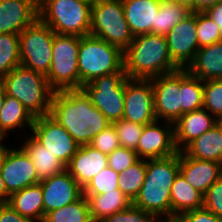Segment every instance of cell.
<instances>
[{"label":"cell","mask_w":222,"mask_h":222,"mask_svg":"<svg viewBox=\"0 0 222 222\" xmlns=\"http://www.w3.org/2000/svg\"><path fill=\"white\" fill-rule=\"evenodd\" d=\"M90 35L124 51L132 42L122 0H99L91 6Z\"/></svg>","instance_id":"cell-7"},{"label":"cell","mask_w":222,"mask_h":222,"mask_svg":"<svg viewBox=\"0 0 222 222\" xmlns=\"http://www.w3.org/2000/svg\"><path fill=\"white\" fill-rule=\"evenodd\" d=\"M91 6L82 0H38V18L56 34H90Z\"/></svg>","instance_id":"cell-6"},{"label":"cell","mask_w":222,"mask_h":222,"mask_svg":"<svg viewBox=\"0 0 222 222\" xmlns=\"http://www.w3.org/2000/svg\"><path fill=\"white\" fill-rule=\"evenodd\" d=\"M203 108L217 121L222 118V79L204 81Z\"/></svg>","instance_id":"cell-36"},{"label":"cell","mask_w":222,"mask_h":222,"mask_svg":"<svg viewBox=\"0 0 222 222\" xmlns=\"http://www.w3.org/2000/svg\"><path fill=\"white\" fill-rule=\"evenodd\" d=\"M189 157L222 164V126L216 123L193 140L184 150Z\"/></svg>","instance_id":"cell-26"},{"label":"cell","mask_w":222,"mask_h":222,"mask_svg":"<svg viewBox=\"0 0 222 222\" xmlns=\"http://www.w3.org/2000/svg\"><path fill=\"white\" fill-rule=\"evenodd\" d=\"M93 222H101L109 215L127 209L132 201L119 189L99 195H84Z\"/></svg>","instance_id":"cell-28"},{"label":"cell","mask_w":222,"mask_h":222,"mask_svg":"<svg viewBox=\"0 0 222 222\" xmlns=\"http://www.w3.org/2000/svg\"><path fill=\"white\" fill-rule=\"evenodd\" d=\"M220 123V125L222 126V118L218 121Z\"/></svg>","instance_id":"cell-53"},{"label":"cell","mask_w":222,"mask_h":222,"mask_svg":"<svg viewBox=\"0 0 222 222\" xmlns=\"http://www.w3.org/2000/svg\"><path fill=\"white\" fill-rule=\"evenodd\" d=\"M112 125L117 132L121 147L136 150L144 125L124 118L113 122Z\"/></svg>","instance_id":"cell-38"},{"label":"cell","mask_w":222,"mask_h":222,"mask_svg":"<svg viewBox=\"0 0 222 222\" xmlns=\"http://www.w3.org/2000/svg\"><path fill=\"white\" fill-rule=\"evenodd\" d=\"M34 117L24 105L14 97L6 95L0 111V132L8 139L15 129L27 128L31 131Z\"/></svg>","instance_id":"cell-29"},{"label":"cell","mask_w":222,"mask_h":222,"mask_svg":"<svg viewBox=\"0 0 222 222\" xmlns=\"http://www.w3.org/2000/svg\"><path fill=\"white\" fill-rule=\"evenodd\" d=\"M216 123L218 121L204 108L183 114L174 123V143L177 151H183Z\"/></svg>","instance_id":"cell-21"},{"label":"cell","mask_w":222,"mask_h":222,"mask_svg":"<svg viewBox=\"0 0 222 222\" xmlns=\"http://www.w3.org/2000/svg\"><path fill=\"white\" fill-rule=\"evenodd\" d=\"M80 145L112 123L96 108L82 89L54 91L50 114Z\"/></svg>","instance_id":"cell-1"},{"label":"cell","mask_w":222,"mask_h":222,"mask_svg":"<svg viewBox=\"0 0 222 222\" xmlns=\"http://www.w3.org/2000/svg\"><path fill=\"white\" fill-rule=\"evenodd\" d=\"M176 222H222V218H219L212 212L200 208L195 210H190L181 214L176 220Z\"/></svg>","instance_id":"cell-43"},{"label":"cell","mask_w":222,"mask_h":222,"mask_svg":"<svg viewBox=\"0 0 222 222\" xmlns=\"http://www.w3.org/2000/svg\"><path fill=\"white\" fill-rule=\"evenodd\" d=\"M0 174L7 192L11 195L28 186L40 183L32 160L22 147L5 149Z\"/></svg>","instance_id":"cell-12"},{"label":"cell","mask_w":222,"mask_h":222,"mask_svg":"<svg viewBox=\"0 0 222 222\" xmlns=\"http://www.w3.org/2000/svg\"><path fill=\"white\" fill-rule=\"evenodd\" d=\"M179 173V152L159 159L146 160V176L132 204L154 214L161 221H171V187Z\"/></svg>","instance_id":"cell-2"},{"label":"cell","mask_w":222,"mask_h":222,"mask_svg":"<svg viewBox=\"0 0 222 222\" xmlns=\"http://www.w3.org/2000/svg\"><path fill=\"white\" fill-rule=\"evenodd\" d=\"M40 183L43 194L44 217L48 212L68 205L83 195V188L66 169L40 181Z\"/></svg>","instance_id":"cell-17"},{"label":"cell","mask_w":222,"mask_h":222,"mask_svg":"<svg viewBox=\"0 0 222 222\" xmlns=\"http://www.w3.org/2000/svg\"><path fill=\"white\" fill-rule=\"evenodd\" d=\"M38 18V0H0V34H20Z\"/></svg>","instance_id":"cell-18"},{"label":"cell","mask_w":222,"mask_h":222,"mask_svg":"<svg viewBox=\"0 0 222 222\" xmlns=\"http://www.w3.org/2000/svg\"><path fill=\"white\" fill-rule=\"evenodd\" d=\"M186 70L203 81L222 79V40L201 47Z\"/></svg>","instance_id":"cell-23"},{"label":"cell","mask_w":222,"mask_h":222,"mask_svg":"<svg viewBox=\"0 0 222 222\" xmlns=\"http://www.w3.org/2000/svg\"><path fill=\"white\" fill-rule=\"evenodd\" d=\"M79 46V36L55 34L51 67L46 75L54 91L79 89Z\"/></svg>","instance_id":"cell-8"},{"label":"cell","mask_w":222,"mask_h":222,"mask_svg":"<svg viewBox=\"0 0 222 222\" xmlns=\"http://www.w3.org/2000/svg\"><path fill=\"white\" fill-rule=\"evenodd\" d=\"M5 97H6L5 86L2 79H0V111L2 109Z\"/></svg>","instance_id":"cell-48"},{"label":"cell","mask_w":222,"mask_h":222,"mask_svg":"<svg viewBox=\"0 0 222 222\" xmlns=\"http://www.w3.org/2000/svg\"><path fill=\"white\" fill-rule=\"evenodd\" d=\"M204 13L219 26L222 32V1L207 8Z\"/></svg>","instance_id":"cell-45"},{"label":"cell","mask_w":222,"mask_h":222,"mask_svg":"<svg viewBox=\"0 0 222 222\" xmlns=\"http://www.w3.org/2000/svg\"><path fill=\"white\" fill-rule=\"evenodd\" d=\"M107 166L108 155L88 144L78 148L66 166V170L84 188L94 176Z\"/></svg>","instance_id":"cell-20"},{"label":"cell","mask_w":222,"mask_h":222,"mask_svg":"<svg viewBox=\"0 0 222 222\" xmlns=\"http://www.w3.org/2000/svg\"><path fill=\"white\" fill-rule=\"evenodd\" d=\"M196 33V12H192L165 36L170 57L179 69H187L200 49Z\"/></svg>","instance_id":"cell-14"},{"label":"cell","mask_w":222,"mask_h":222,"mask_svg":"<svg viewBox=\"0 0 222 222\" xmlns=\"http://www.w3.org/2000/svg\"><path fill=\"white\" fill-rule=\"evenodd\" d=\"M196 27L199 48L222 40L219 26L204 12H196Z\"/></svg>","instance_id":"cell-37"},{"label":"cell","mask_w":222,"mask_h":222,"mask_svg":"<svg viewBox=\"0 0 222 222\" xmlns=\"http://www.w3.org/2000/svg\"><path fill=\"white\" fill-rule=\"evenodd\" d=\"M179 172L187 182L203 195L222 176V164L199 160L179 151Z\"/></svg>","instance_id":"cell-19"},{"label":"cell","mask_w":222,"mask_h":222,"mask_svg":"<svg viewBox=\"0 0 222 222\" xmlns=\"http://www.w3.org/2000/svg\"><path fill=\"white\" fill-rule=\"evenodd\" d=\"M2 81L6 95L19 100L34 118L50 114L54 90L45 75L19 65Z\"/></svg>","instance_id":"cell-4"},{"label":"cell","mask_w":222,"mask_h":222,"mask_svg":"<svg viewBox=\"0 0 222 222\" xmlns=\"http://www.w3.org/2000/svg\"><path fill=\"white\" fill-rule=\"evenodd\" d=\"M119 173L107 166L83 188V195H99L119 189Z\"/></svg>","instance_id":"cell-35"},{"label":"cell","mask_w":222,"mask_h":222,"mask_svg":"<svg viewBox=\"0 0 222 222\" xmlns=\"http://www.w3.org/2000/svg\"><path fill=\"white\" fill-rule=\"evenodd\" d=\"M204 81L180 69V104L182 115L203 108Z\"/></svg>","instance_id":"cell-30"},{"label":"cell","mask_w":222,"mask_h":222,"mask_svg":"<svg viewBox=\"0 0 222 222\" xmlns=\"http://www.w3.org/2000/svg\"><path fill=\"white\" fill-rule=\"evenodd\" d=\"M161 122L156 120L144 125L135 150L139 159L166 158L178 152L174 143V124Z\"/></svg>","instance_id":"cell-16"},{"label":"cell","mask_w":222,"mask_h":222,"mask_svg":"<svg viewBox=\"0 0 222 222\" xmlns=\"http://www.w3.org/2000/svg\"><path fill=\"white\" fill-rule=\"evenodd\" d=\"M118 187L132 202L138 196L146 176V160L139 159L119 173Z\"/></svg>","instance_id":"cell-33"},{"label":"cell","mask_w":222,"mask_h":222,"mask_svg":"<svg viewBox=\"0 0 222 222\" xmlns=\"http://www.w3.org/2000/svg\"><path fill=\"white\" fill-rule=\"evenodd\" d=\"M127 79L126 73H112L95 78L81 89L91 103L113 123L124 115V89Z\"/></svg>","instance_id":"cell-10"},{"label":"cell","mask_w":222,"mask_h":222,"mask_svg":"<svg viewBox=\"0 0 222 222\" xmlns=\"http://www.w3.org/2000/svg\"><path fill=\"white\" fill-rule=\"evenodd\" d=\"M79 89L97 77L125 73L123 51L93 35L80 37L78 53Z\"/></svg>","instance_id":"cell-5"},{"label":"cell","mask_w":222,"mask_h":222,"mask_svg":"<svg viewBox=\"0 0 222 222\" xmlns=\"http://www.w3.org/2000/svg\"><path fill=\"white\" fill-rule=\"evenodd\" d=\"M4 153H5V149H0V168H1V163H2V160H3Z\"/></svg>","instance_id":"cell-51"},{"label":"cell","mask_w":222,"mask_h":222,"mask_svg":"<svg viewBox=\"0 0 222 222\" xmlns=\"http://www.w3.org/2000/svg\"><path fill=\"white\" fill-rule=\"evenodd\" d=\"M8 204L21 216L43 222L44 206L41 183L28 186L10 195Z\"/></svg>","instance_id":"cell-25"},{"label":"cell","mask_w":222,"mask_h":222,"mask_svg":"<svg viewBox=\"0 0 222 222\" xmlns=\"http://www.w3.org/2000/svg\"><path fill=\"white\" fill-rule=\"evenodd\" d=\"M221 1L222 0H193V12H204L207 8Z\"/></svg>","instance_id":"cell-46"},{"label":"cell","mask_w":222,"mask_h":222,"mask_svg":"<svg viewBox=\"0 0 222 222\" xmlns=\"http://www.w3.org/2000/svg\"><path fill=\"white\" fill-rule=\"evenodd\" d=\"M123 118L141 125H147L157 120L151 79L128 78L126 80Z\"/></svg>","instance_id":"cell-13"},{"label":"cell","mask_w":222,"mask_h":222,"mask_svg":"<svg viewBox=\"0 0 222 222\" xmlns=\"http://www.w3.org/2000/svg\"><path fill=\"white\" fill-rule=\"evenodd\" d=\"M6 137L0 132V149H6L8 145L4 143Z\"/></svg>","instance_id":"cell-50"},{"label":"cell","mask_w":222,"mask_h":222,"mask_svg":"<svg viewBox=\"0 0 222 222\" xmlns=\"http://www.w3.org/2000/svg\"><path fill=\"white\" fill-rule=\"evenodd\" d=\"M101 222H161L154 214L131 204L127 209L109 215Z\"/></svg>","instance_id":"cell-39"},{"label":"cell","mask_w":222,"mask_h":222,"mask_svg":"<svg viewBox=\"0 0 222 222\" xmlns=\"http://www.w3.org/2000/svg\"><path fill=\"white\" fill-rule=\"evenodd\" d=\"M123 58L124 71L129 79L150 80L179 70L170 57L164 35L135 36L123 51Z\"/></svg>","instance_id":"cell-3"},{"label":"cell","mask_w":222,"mask_h":222,"mask_svg":"<svg viewBox=\"0 0 222 222\" xmlns=\"http://www.w3.org/2000/svg\"><path fill=\"white\" fill-rule=\"evenodd\" d=\"M19 65V34H0V79Z\"/></svg>","instance_id":"cell-34"},{"label":"cell","mask_w":222,"mask_h":222,"mask_svg":"<svg viewBox=\"0 0 222 222\" xmlns=\"http://www.w3.org/2000/svg\"><path fill=\"white\" fill-rule=\"evenodd\" d=\"M139 160L137 152L132 149L119 147L108 154V166L118 173Z\"/></svg>","instance_id":"cell-40"},{"label":"cell","mask_w":222,"mask_h":222,"mask_svg":"<svg viewBox=\"0 0 222 222\" xmlns=\"http://www.w3.org/2000/svg\"><path fill=\"white\" fill-rule=\"evenodd\" d=\"M82 1H85V2L89 3L90 5H94L99 0H82Z\"/></svg>","instance_id":"cell-52"},{"label":"cell","mask_w":222,"mask_h":222,"mask_svg":"<svg viewBox=\"0 0 222 222\" xmlns=\"http://www.w3.org/2000/svg\"><path fill=\"white\" fill-rule=\"evenodd\" d=\"M24 141L20 145H22L21 147L26 151L35 165L40 181L59 174L66 169V166L60 162L56 155L50 153L32 135L27 136Z\"/></svg>","instance_id":"cell-24"},{"label":"cell","mask_w":222,"mask_h":222,"mask_svg":"<svg viewBox=\"0 0 222 222\" xmlns=\"http://www.w3.org/2000/svg\"><path fill=\"white\" fill-rule=\"evenodd\" d=\"M30 134L67 166L80 145L50 115L36 117Z\"/></svg>","instance_id":"cell-11"},{"label":"cell","mask_w":222,"mask_h":222,"mask_svg":"<svg viewBox=\"0 0 222 222\" xmlns=\"http://www.w3.org/2000/svg\"><path fill=\"white\" fill-rule=\"evenodd\" d=\"M161 222H176V221L174 220V221H161Z\"/></svg>","instance_id":"cell-54"},{"label":"cell","mask_w":222,"mask_h":222,"mask_svg":"<svg viewBox=\"0 0 222 222\" xmlns=\"http://www.w3.org/2000/svg\"><path fill=\"white\" fill-rule=\"evenodd\" d=\"M203 208L222 218V176L203 195Z\"/></svg>","instance_id":"cell-42"},{"label":"cell","mask_w":222,"mask_h":222,"mask_svg":"<svg viewBox=\"0 0 222 222\" xmlns=\"http://www.w3.org/2000/svg\"><path fill=\"white\" fill-rule=\"evenodd\" d=\"M161 0H122L125 18L132 35L151 33Z\"/></svg>","instance_id":"cell-22"},{"label":"cell","mask_w":222,"mask_h":222,"mask_svg":"<svg viewBox=\"0 0 222 222\" xmlns=\"http://www.w3.org/2000/svg\"><path fill=\"white\" fill-rule=\"evenodd\" d=\"M10 194L7 192L3 178L0 174V204H8Z\"/></svg>","instance_id":"cell-47"},{"label":"cell","mask_w":222,"mask_h":222,"mask_svg":"<svg viewBox=\"0 0 222 222\" xmlns=\"http://www.w3.org/2000/svg\"><path fill=\"white\" fill-rule=\"evenodd\" d=\"M191 13V10L184 5L172 0H161L160 8L156 14L155 27L151 33L166 36L177 23Z\"/></svg>","instance_id":"cell-31"},{"label":"cell","mask_w":222,"mask_h":222,"mask_svg":"<svg viewBox=\"0 0 222 222\" xmlns=\"http://www.w3.org/2000/svg\"><path fill=\"white\" fill-rule=\"evenodd\" d=\"M0 222H33L21 216L9 204H0Z\"/></svg>","instance_id":"cell-44"},{"label":"cell","mask_w":222,"mask_h":222,"mask_svg":"<svg viewBox=\"0 0 222 222\" xmlns=\"http://www.w3.org/2000/svg\"><path fill=\"white\" fill-rule=\"evenodd\" d=\"M151 84L156 119L174 124L182 116L179 96L180 69L151 79Z\"/></svg>","instance_id":"cell-15"},{"label":"cell","mask_w":222,"mask_h":222,"mask_svg":"<svg viewBox=\"0 0 222 222\" xmlns=\"http://www.w3.org/2000/svg\"><path fill=\"white\" fill-rule=\"evenodd\" d=\"M171 221L184 212L203 208V194L193 188L179 172L171 187Z\"/></svg>","instance_id":"cell-27"},{"label":"cell","mask_w":222,"mask_h":222,"mask_svg":"<svg viewBox=\"0 0 222 222\" xmlns=\"http://www.w3.org/2000/svg\"><path fill=\"white\" fill-rule=\"evenodd\" d=\"M89 145L107 155L121 147L117 132L112 124L94 136Z\"/></svg>","instance_id":"cell-41"},{"label":"cell","mask_w":222,"mask_h":222,"mask_svg":"<svg viewBox=\"0 0 222 222\" xmlns=\"http://www.w3.org/2000/svg\"><path fill=\"white\" fill-rule=\"evenodd\" d=\"M55 32L39 18L19 34L20 65L47 75L51 67Z\"/></svg>","instance_id":"cell-9"},{"label":"cell","mask_w":222,"mask_h":222,"mask_svg":"<svg viewBox=\"0 0 222 222\" xmlns=\"http://www.w3.org/2000/svg\"><path fill=\"white\" fill-rule=\"evenodd\" d=\"M175 3L186 6L188 9L193 12V0H172Z\"/></svg>","instance_id":"cell-49"},{"label":"cell","mask_w":222,"mask_h":222,"mask_svg":"<svg viewBox=\"0 0 222 222\" xmlns=\"http://www.w3.org/2000/svg\"><path fill=\"white\" fill-rule=\"evenodd\" d=\"M43 222H93L90 216L86 197L82 195L78 200L59 209L48 212Z\"/></svg>","instance_id":"cell-32"}]
</instances>
